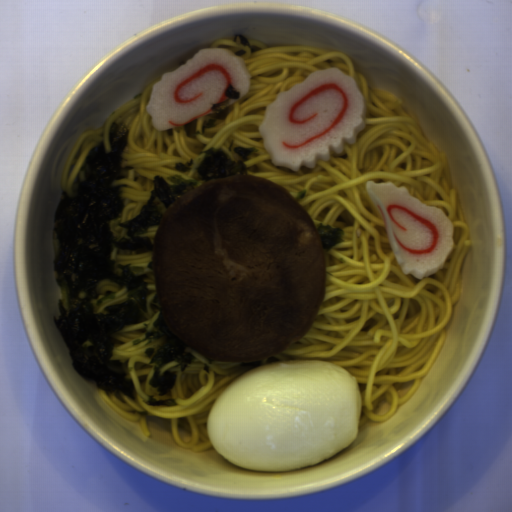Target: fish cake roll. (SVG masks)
<instances>
[{
	"label": "fish cake roll",
	"instance_id": "1",
	"mask_svg": "<svg viewBox=\"0 0 512 512\" xmlns=\"http://www.w3.org/2000/svg\"><path fill=\"white\" fill-rule=\"evenodd\" d=\"M366 115L357 79L338 67L320 68L274 96L258 129L273 166L297 173L345 155L368 126Z\"/></svg>",
	"mask_w": 512,
	"mask_h": 512
},
{
	"label": "fish cake roll",
	"instance_id": "2",
	"mask_svg": "<svg viewBox=\"0 0 512 512\" xmlns=\"http://www.w3.org/2000/svg\"><path fill=\"white\" fill-rule=\"evenodd\" d=\"M229 85L239 94L229 105L249 94L252 72L245 60L227 47H202L177 69L162 74L150 90L145 111L155 130L177 129L228 100Z\"/></svg>",
	"mask_w": 512,
	"mask_h": 512
},
{
	"label": "fish cake roll",
	"instance_id": "3",
	"mask_svg": "<svg viewBox=\"0 0 512 512\" xmlns=\"http://www.w3.org/2000/svg\"><path fill=\"white\" fill-rule=\"evenodd\" d=\"M366 192L403 273L421 280L438 274L456 248L454 222L445 211L391 181L367 180Z\"/></svg>",
	"mask_w": 512,
	"mask_h": 512
}]
</instances>
